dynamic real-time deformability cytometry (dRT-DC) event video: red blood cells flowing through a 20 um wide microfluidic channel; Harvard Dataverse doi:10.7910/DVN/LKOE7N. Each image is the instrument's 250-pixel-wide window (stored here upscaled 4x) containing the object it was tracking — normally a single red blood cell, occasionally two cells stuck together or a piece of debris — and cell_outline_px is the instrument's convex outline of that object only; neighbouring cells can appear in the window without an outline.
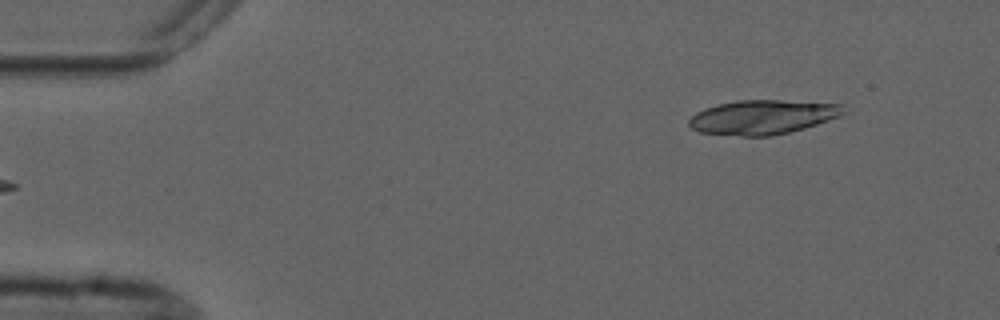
{"species": "common noctule bat (a hibernating species)", "species_latin": "Nyctalus noctula", "temperature_condition": "cold", "stored_images_in_passage": 5, "camera_frame_rate_fps": 3000, "um_per_image_px": 0.085, "animal": {"sex": "male", "forearm_length_mm": 52.5}, "frame": {"image": 1, "passage_image": 5, "time_ms": 5.0, "image_size_px": [1000, 320], "cell_outline_px": [[848, 112], [840, 116], [804, 128], [772, 136], [740, 136], [700, 132], [692, 128], [688, 124], [688, 120], [696, 112], [704, 108], [736, 100], [780, 100], [844, 104]], "centroid_in_image_um": [64.85, 9.95], "position_along_channel_um": 20.1, "area_um2": 30.98}}